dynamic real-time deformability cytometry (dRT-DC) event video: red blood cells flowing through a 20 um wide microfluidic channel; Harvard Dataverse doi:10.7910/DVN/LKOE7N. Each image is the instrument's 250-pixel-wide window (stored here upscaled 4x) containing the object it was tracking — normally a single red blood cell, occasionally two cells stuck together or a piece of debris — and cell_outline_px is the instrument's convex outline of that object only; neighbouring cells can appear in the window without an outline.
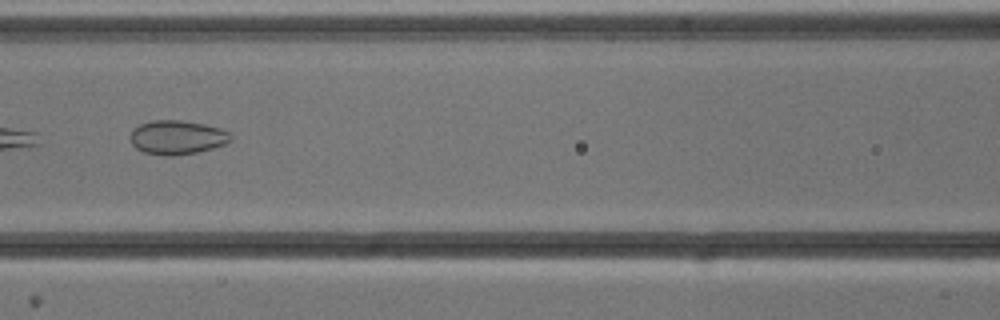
{"species": "common noctule bat (a hibernating species)", "species_latin": "Nyctalus noctula", "temperature_condition": "cold", "stored_images_in_passage": 10, "camera_frame_rate_fps": 3000, "um_per_image_px": 0.085, "animal": {"sex": "male", "body_mass_g": 13.3}, "frame": {"image": 1, "passage_image": 7, "time_ms": 2.0, "image_size_px": [1000, 320], "cell_outline_px": [[232, 140], [224, 144], [212, 148], [196, 152], [172, 156], [164, 156], [144, 152], [136, 148], [132, 144], [132, 132], [140, 124], [152, 120], [180, 120], [204, 124], [220, 128], [228, 132], [232, 136]], "centroid_in_image_um": [15.08, 11.68], "position_along_channel_um": 151.5, "area_um2": 19.71}}